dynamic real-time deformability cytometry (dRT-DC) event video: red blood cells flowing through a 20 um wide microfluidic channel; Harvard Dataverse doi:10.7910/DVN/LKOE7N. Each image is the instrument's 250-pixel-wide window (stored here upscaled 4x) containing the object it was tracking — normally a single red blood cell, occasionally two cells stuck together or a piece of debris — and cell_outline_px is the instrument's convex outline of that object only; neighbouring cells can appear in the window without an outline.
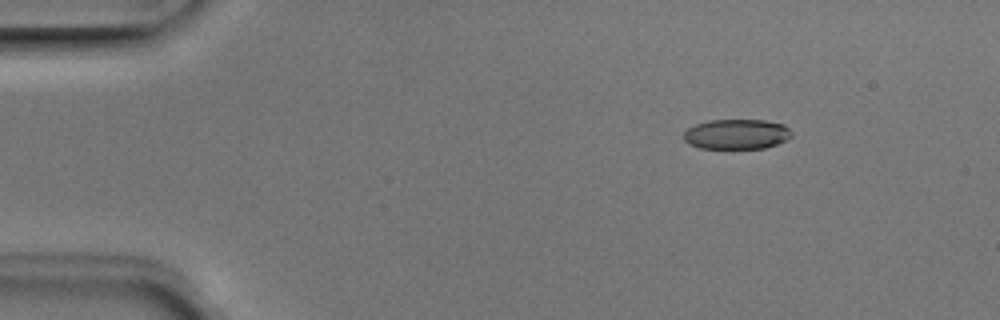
{"species": "Egyptian fruit bat (a non-hibernating species)", "species_latin": "Rousettus aegyptiacus", "temperature_condition": "room temperature", "stored_images_in_passage": 50, "camera_frame_rate_fps": 3000, "um_per_image_px": 0.085, "animal": {"sex": "male"}, "frame": {"image": 1, "passage_image": 6, "time_ms": 1.667, "image_size_px": [1000, 320], "cell_outline_px": [[792, 136], [788, 140], [764, 148], [700, 148], [688, 144], [684, 140], [684, 132], [688, 128], [696, 124], [708, 120], [764, 120], [784, 124], [792, 132]], "centroid_in_image_um": [62.62, 11.4], "position_along_channel_um": 22.4, "area_um2": 18.96}}
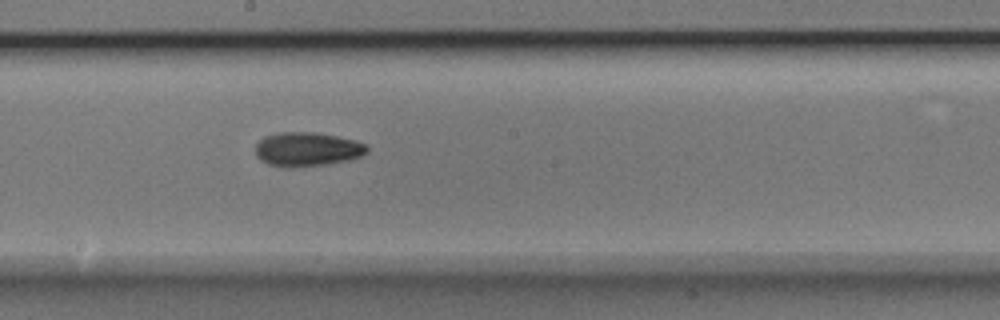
{"frame": {"image": 2, "passage_image": 27, "time_ms": 8.667, "image_size_px": [1000, 320], "cell_outline_px": [[368, 152], [360, 156], [348, 160], [324, 164], [288, 168], [268, 164], [260, 160], [256, 156], [256, 144], [264, 136], [280, 132], [316, 132], [356, 140], [368, 144]], "centroid_in_image_um": [26.11, 12.68], "position_along_channel_um": 222.1, "area_um2": 22.25}}
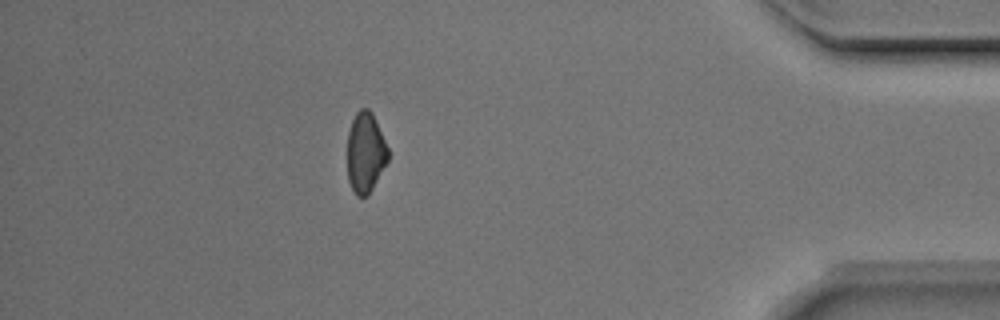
{"frame": {"image": 3, "passage_image": 44, "time_ms": 14.333, "image_size_px": [1000, 320], "cell_outline_px": [[388, 160], [368, 196], [356, 196], [348, 180], [348, 132], [352, 120], [356, 112], [360, 108], [368, 108], [372, 112], [388, 148]], "centroid_in_image_um": [31.06, 12.96], "position_along_channel_um": 404.1, "area_um2": 18.96}, "authors_computed_cell_mechanics": {"area_um2": 20.2011, "velocity_mm_per_s": 3.9913, "shape_relaxation_time_tau1_ms": 4.8109, "shape_relaxation_time_tau2_ms": 6.7269, "deformation_change_tau1": 0.1258, "deformation_change_tau2": 0.1226}}